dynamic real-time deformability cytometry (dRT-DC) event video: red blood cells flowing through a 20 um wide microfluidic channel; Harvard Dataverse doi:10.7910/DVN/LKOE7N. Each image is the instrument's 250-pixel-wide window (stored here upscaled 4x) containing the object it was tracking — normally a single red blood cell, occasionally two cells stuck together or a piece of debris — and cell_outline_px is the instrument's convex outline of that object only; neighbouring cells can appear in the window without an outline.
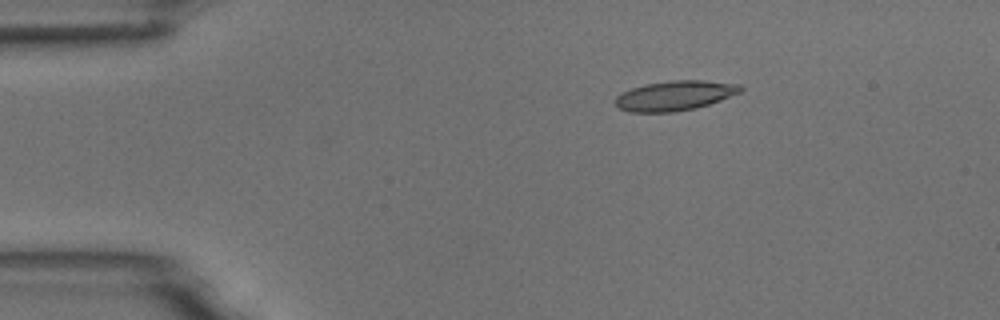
{"species": "common noctule bat (a hibernating species)", "species_latin": "Nyctalus noctula", "temperature_condition": "room temperature", "stored_images_in_passage": 4, "camera_frame_rate_fps": 3000, "um_per_image_px": 0.085, "animal": {"sex": "male", "body_mass_g": 18.8}, "frame": {"image": 1, "passage_image": 2, "time_ms": 1.333, "image_size_px": [1000, 320], "cell_outline_px": [[744, 88], [740, 92], [720, 100], [696, 108], [672, 112], [628, 112], [620, 108], [616, 104], [616, 96], [632, 88], [644, 84], [672, 80], [704, 80], [740, 84]], "centroid_in_image_um": [57.38, 8.12], "position_along_channel_um": 27.6, "area_um2": 21.62}}
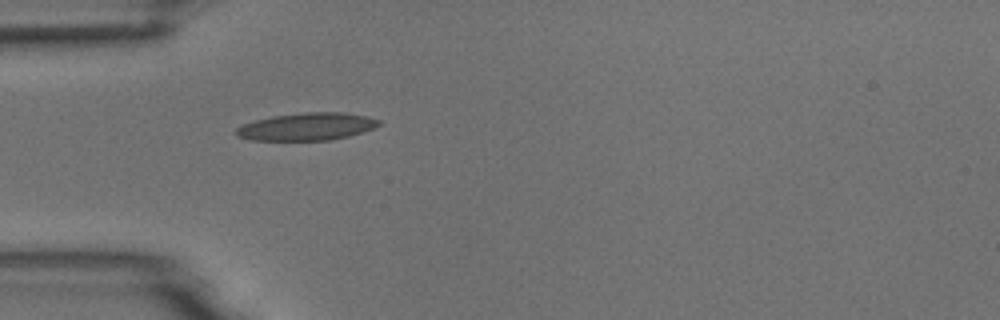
{"frame": {"image": 2, "passage_image": 4, "time_ms": 3.667, "image_size_px": [1000, 320], "cell_outline_px": [[380, 124], [372, 128], [348, 136], [328, 140], [248, 140], [236, 136], [236, 128], [244, 124], [256, 120], [272, 116], [304, 112], [344, 112], [368, 116], [380, 120]], "centroid_in_image_um": [26.06, 10.75], "position_along_channel_um": 58.9, "area_um2": 22.77}}